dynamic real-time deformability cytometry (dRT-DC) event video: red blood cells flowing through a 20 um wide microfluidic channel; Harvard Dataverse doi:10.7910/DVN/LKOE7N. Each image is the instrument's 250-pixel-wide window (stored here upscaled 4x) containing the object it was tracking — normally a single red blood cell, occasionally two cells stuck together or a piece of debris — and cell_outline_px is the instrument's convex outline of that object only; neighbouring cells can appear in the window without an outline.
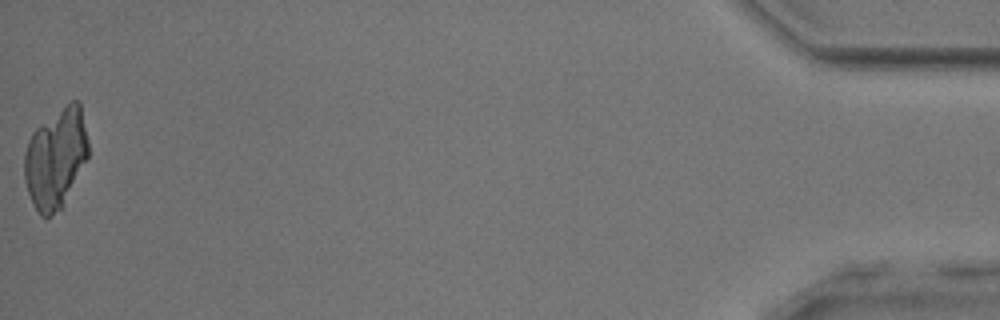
{"species": "common noctule bat (a hibernating species)", "species_latin": "Nyctalus noctula", "temperature_condition": "room temperature", "stored_images_in_passage": 53, "camera_frame_rate_fps": 3000, "um_per_image_px": 0.085, "animal": {"sex": "male", "body_mass_g": 17.9, "forearm_length_mm": 54.2}, "frame": {"image": 1, "passage_image": 53, "time_ms": 17.333, "image_size_px": [1000, 320], "cell_outline_px": [[88, 156], [60, 208], [52, 216], [40, 216], [28, 192], [24, 180], [24, 152], [28, 140], [32, 132], [36, 128], [72, 100], [76, 100], [80, 104], [88, 140]], "centroid_in_image_um": [4.71, 13.43], "position_along_channel_um": 430.5, "area_um2": 36.41}}